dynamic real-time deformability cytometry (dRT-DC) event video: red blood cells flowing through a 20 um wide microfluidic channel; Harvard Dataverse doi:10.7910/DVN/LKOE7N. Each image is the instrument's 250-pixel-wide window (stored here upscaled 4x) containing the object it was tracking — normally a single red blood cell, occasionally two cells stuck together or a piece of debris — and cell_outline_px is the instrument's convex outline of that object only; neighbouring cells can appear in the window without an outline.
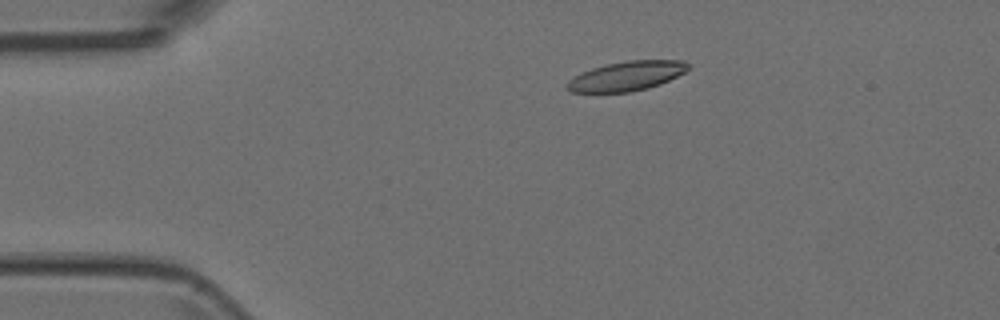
{"species": "Egyptian fruit bat (a non-hibernating species)", "species_latin": "Rousettus aegyptiacus", "temperature_condition": "room temperature", "stored_images_in_passage": 5, "camera_frame_rate_fps": 3000, "um_per_image_px": 0.085, "animal": {"sex": "female"}, "frame": {"image": 1, "passage_image": 2, "time_ms": 0.333, "image_size_px": [1000, 320], "cell_outline_px": [[688, 68], [684, 72], [660, 84], [648, 88], [628, 92], [572, 92], [568, 88], [568, 80], [592, 68], [608, 64], [628, 60], [684, 60], [688, 64]], "centroid_in_image_um": [53.29, 6.46], "position_along_channel_um": 31.7, "area_um2": 20.35}}
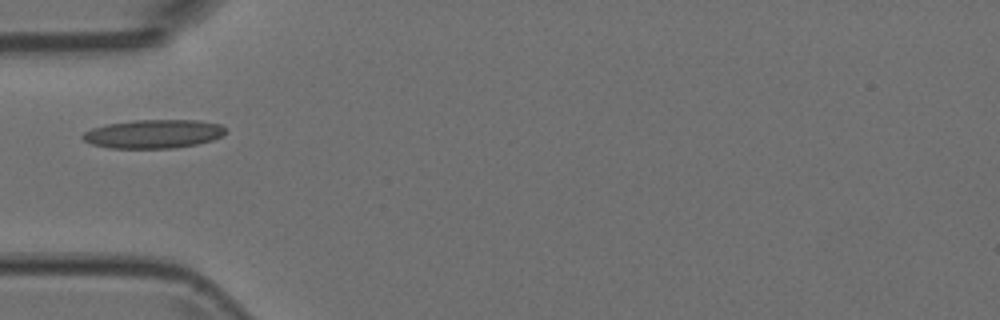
{"frame": {"image": 2, "passage_image": 4, "time_ms": 1.0, "image_size_px": [1000, 320], "cell_outline_px": [[224, 132], [220, 136], [212, 140], [196, 144], [172, 148], [112, 148], [92, 144], [84, 140], [80, 136], [84, 132], [92, 128], [108, 124], [132, 120], [200, 120], [220, 124], [224, 128]], "centroid_in_image_um": [13.02, 11.37], "position_along_channel_um": 72.0, "area_um2": 23.7}}
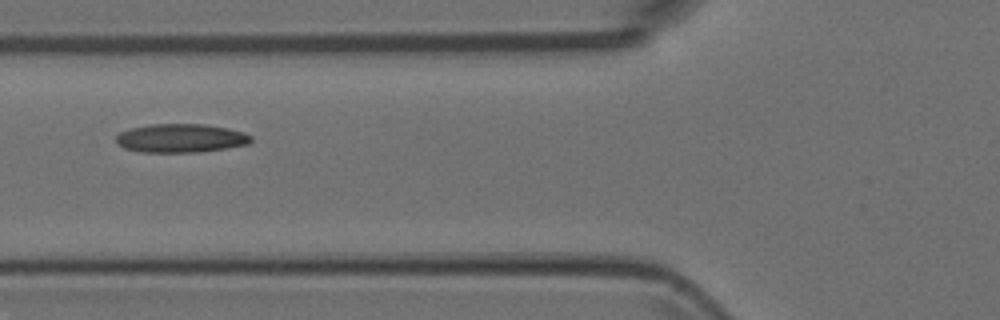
{"frame": {"image": 3, "passage_image": 5, "time_ms": 1.333, "image_size_px": [1000, 320], "cell_outline_px": [[252, 140], [248, 144], [200, 152], [140, 152], [124, 148], [116, 144], [116, 136], [120, 132], [132, 128], [148, 124], [204, 124], [228, 128], [244, 132], [252, 136]], "centroid_in_image_um": [15.35, 11.74], "position_along_channel_um": 110.4, "area_um2": 22.6}}